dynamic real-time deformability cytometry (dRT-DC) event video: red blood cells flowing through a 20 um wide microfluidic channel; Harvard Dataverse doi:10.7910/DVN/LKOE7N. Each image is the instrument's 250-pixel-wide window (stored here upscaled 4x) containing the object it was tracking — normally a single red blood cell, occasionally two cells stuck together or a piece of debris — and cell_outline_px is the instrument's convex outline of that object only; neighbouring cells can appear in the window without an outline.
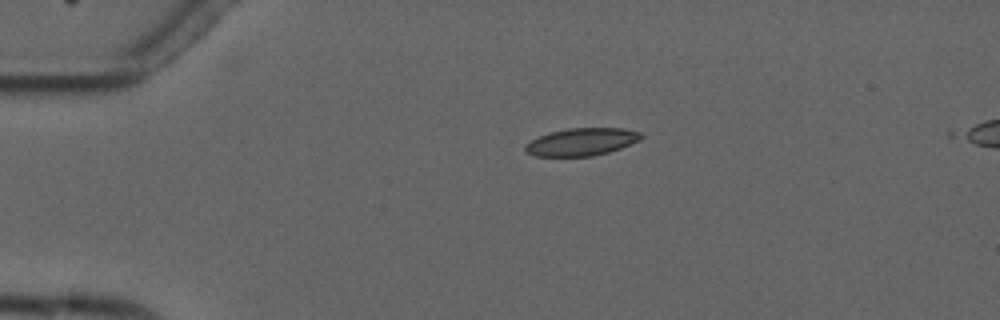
{"species": "common noctule bat (a hibernating species)", "species_latin": "Nyctalus noctula", "temperature_condition": "cold", "stored_images_in_passage": 6, "camera_frame_rate_fps": 3000, "um_per_image_px": 0.085, "animal": {"sex": "male", "forearm_length_mm": 52.5}, "frame": {"image": 1, "passage_image": 3, "time_ms": 3.333, "image_size_px": [1000, 320], "cell_outline_px": [[644, 136], [640, 140], [620, 148], [608, 152], [592, 156], [536, 156], [524, 152], [524, 144], [548, 132], [568, 128], [624, 128], [644, 132]], "centroid_in_image_um": [49.45, 12.05], "position_along_channel_um": 35.6, "area_um2": 18.79}}